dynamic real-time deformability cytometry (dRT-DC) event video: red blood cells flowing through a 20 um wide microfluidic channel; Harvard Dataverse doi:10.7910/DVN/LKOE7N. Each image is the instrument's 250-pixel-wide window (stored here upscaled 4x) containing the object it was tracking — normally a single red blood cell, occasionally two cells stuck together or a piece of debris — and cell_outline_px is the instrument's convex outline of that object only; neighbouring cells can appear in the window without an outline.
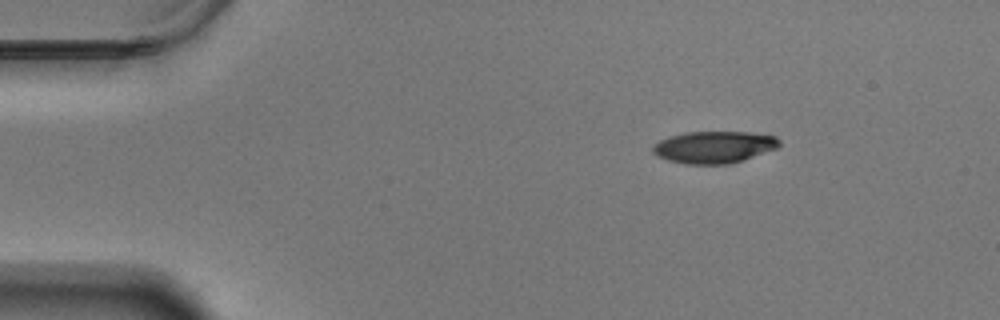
{"species": "Egyptian fruit bat (a non-hibernating species)", "species_latin": "Rousettus aegyptiacus", "temperature_condition": "warm", "stored_images_in_passage": 50, "camera_frame_rate_fps": 3000, "um_per_image_px": 0.085, "animal": {"sex": "male"}, "frame": {"image": 1, "passage_image": 1, "time_ms": 0.0, "image_size_px": [1000, 320], "cell_outline_px": [[780, 144], [776, 148], [728, 164], [684, 164], [668, 160], [652, 152], [652, 148], [660, 140], [684, 132], [748, 132], [776, 136], [780, 140]], "centroid_in_image_um": [60.69, 12.49], "position_along_channel_um": 24.3, "area_um2": 23.18}}
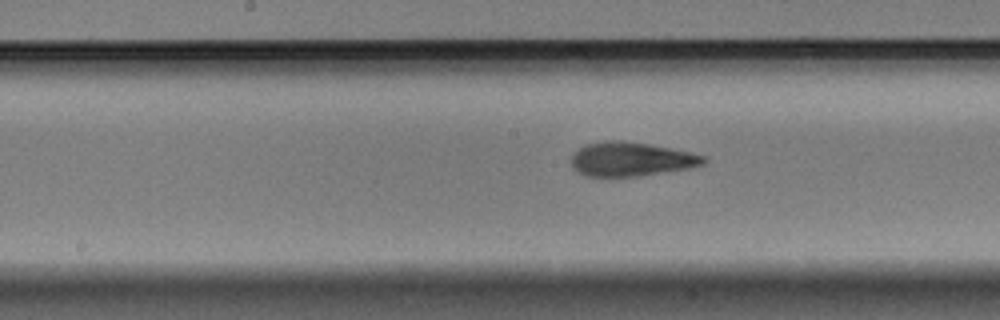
{"frame": {"image": 2, "passage_image": 22, "time_ms": 7.0, "image_size_px": [1000, 320], "cell_outline_px": [[708, 160], [704, 164], [688, 168], [640, 176], [588, 176], [572, 168], [572, 152], [588, 144], [608, 140], [620, 140], [648, 144], [688, 152], [704, 156]], "centroid_in_image_um": [53.63, 13.53], "position_along_channel_um": 194.6, "area_um2": 25.89}}
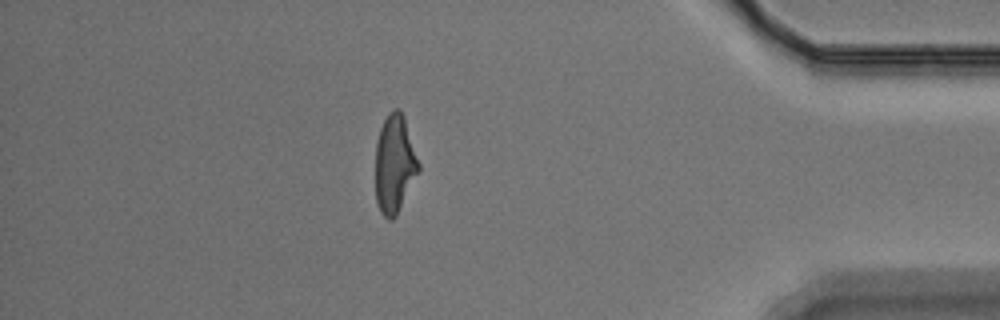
{"frame": {"image": 3, "passage_image": 43, "time_ms": 14.0, "image_size_px": [1000, 320], "cell_outline_px": [[420, 168], [396, 216], [392, 220], [388, 220], [380, 212], [376, 200], [376, 144], [380, 128], [388, 112], [392, 108], [400, 108], [404, 116], [420, 164]], "centroid_in_image_um": [33.53, 13.91], "position_along_channel_um": 401.7, "area_um2": 24.68}, "authors_computed_cell_mechanics": {"area_um2": 25.4609, "velocity_mm_per_s": 3.4998, "shape_relaxation_time_tau1_ms": 4.5327, "shape_relaxation_time_tau2_ms": 2.5002, "deformation_change_tau1": 0.1903, "deformation_change_tau2": 0.0921}}